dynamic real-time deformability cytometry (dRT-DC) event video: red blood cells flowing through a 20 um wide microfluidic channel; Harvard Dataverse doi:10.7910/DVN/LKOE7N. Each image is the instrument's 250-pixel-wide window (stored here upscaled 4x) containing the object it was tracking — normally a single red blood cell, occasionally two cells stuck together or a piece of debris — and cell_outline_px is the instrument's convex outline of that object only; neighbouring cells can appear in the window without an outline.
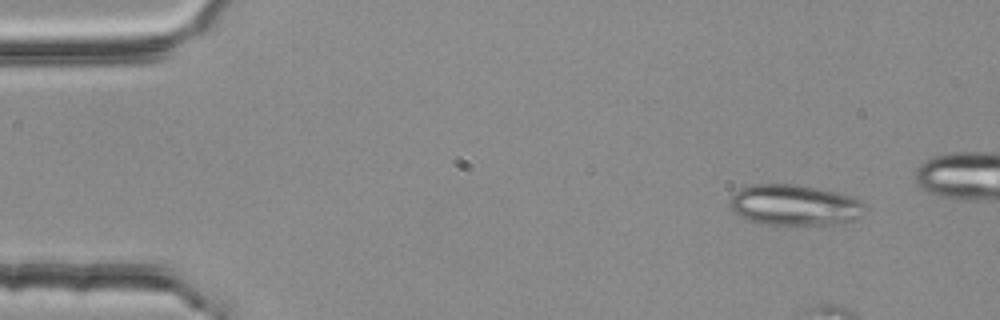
{"species": "common noctule bat (a hibernating species)", "species_latin": "Nyctalus noctula", "temperature_condition": "room temperature", "stored_images_in_passage": 11, "camera_frame_rate_fps": 3000, "um_per_image_px": 0.085, "animal": {"sex": "female", "body_mass_g": 25.1}, "frame": {"image": 1, "passage_image": 5, "time_ms": 1.333, "image_size_px": [1000, 320], "cell_outline_px": [[864, 204], [856, 220], [832, 224], [760, 224], [748, 220], [732, 212], [728, 208], [728, 200], [740, 188], [748, 184], [796, 184], [836, 192], [852, 196], [860, 200]], "centroid_in_image_um": [67.44, 17.42], "position_along_channel_um": 17.6, "area_um2": 32.14}}